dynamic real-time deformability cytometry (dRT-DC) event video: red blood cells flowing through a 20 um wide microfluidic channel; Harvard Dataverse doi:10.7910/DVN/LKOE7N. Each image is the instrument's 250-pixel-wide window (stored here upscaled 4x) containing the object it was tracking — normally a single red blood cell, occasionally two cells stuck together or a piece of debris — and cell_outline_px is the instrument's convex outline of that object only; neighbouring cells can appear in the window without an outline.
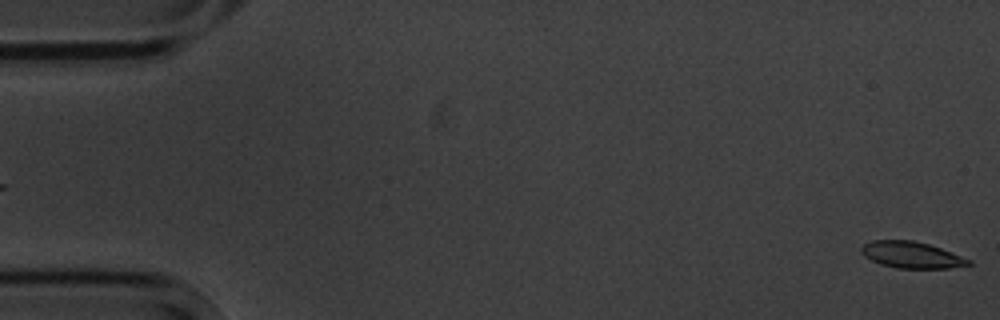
{"species": "common noctule bat (a hibernating species)", "species_latin": "Nyctalus noctula", "temperature_condition": "cold", "stored_images_in_passage": 9, "camera_frame_rate_fps": 3000, "um_per_image_px": 0.085, "animal": {"sex": "male", "body_mass_g": 20.1, "forearm_length_mm": 53.5}, "frame": {"image": 1, "passage_image": 1, "time_ms": 0.0, "image_size_px": [1000, 320], "cell_outline_px": [[972, 264], [948, 268], [896, 268], [880, 264], [864, 256], [860, 252], [860, 248], [864, 244], [872, 240], [912, 240], [928, 244], [940, 248], [972, 260]], "centroid_in_image_um": [77.45, 21.66], "position_along_channel_um": 7.5, "area_um2": 16.47}}
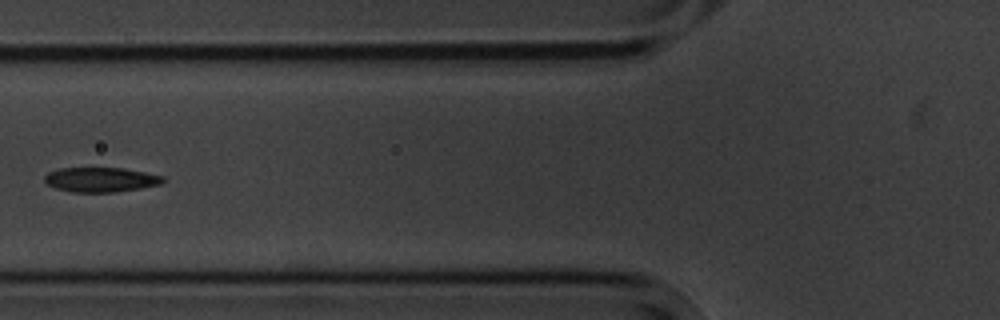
{"frame": {"image": 2, "passage_image": 7, "time_ms": 7.0, "image_size_px": [1000, 320], "cell_outline_px": [[164, 180], [160, 184], [140, 188], [116, 192], [72, 192], [56, 188], [44, 184], [44, 176], [48, 172], [60, 168], [124, 168], [164, 176]], "centroid_in_image_um": [8.52, 15.27], "position_along_channel_um": 117.3, "area_um2": 17.05}}
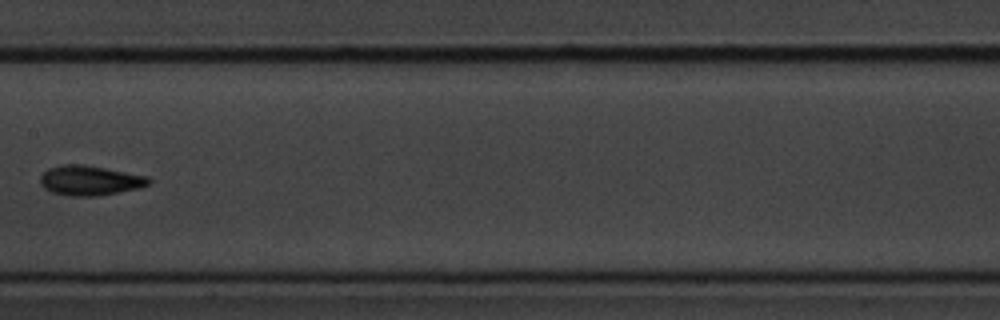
{"frame": {"image": 3, "passage_image": 9, "time_ms": 9.333, "image_size_px": [1000, 320], "cell_outline_px": [[152, 180], [148, 184], [140, 188], [100, 196], [68, 196], [52, 192], [44, 188], [40, 184], [40, 176], [48, 168], [60, 164], [84, 164], [148, 176]], "centroid_in_image_um": [7.63, 15.34], "position_along_channel_um": 199.8, "area_um2": 19.07}}